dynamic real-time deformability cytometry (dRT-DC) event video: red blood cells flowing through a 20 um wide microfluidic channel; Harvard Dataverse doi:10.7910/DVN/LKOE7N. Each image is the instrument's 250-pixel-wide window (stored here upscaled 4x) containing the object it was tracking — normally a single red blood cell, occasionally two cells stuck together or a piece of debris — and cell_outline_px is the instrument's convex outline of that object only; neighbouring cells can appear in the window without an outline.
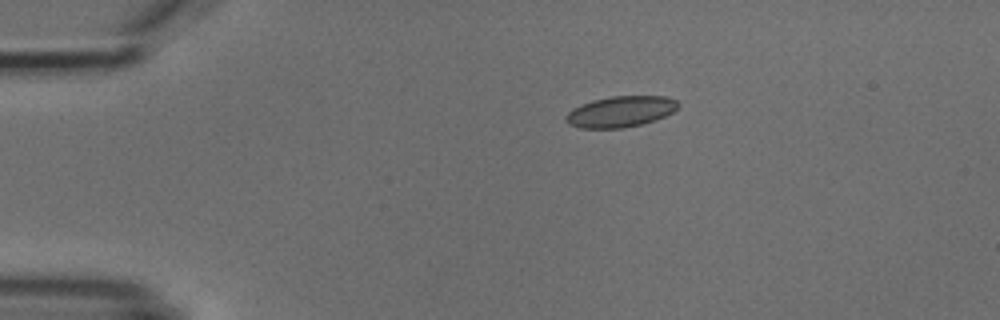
{"species": "common noctule bat (a hibernating species)", "species_latin": "Nyctalus noctula", "temperature_condition": "cold", "stored_images_in_passage": 8, "camera_frame_rate_fps": 3000, "um_per_image_px": 0.085, "animal": {"sex": "male", "body_mass_g": 18.8}, "frame": {"image": 1, "passage_image": 1, "time_ms": 0.0, "image_size_px": [1000, 320], "cell_outline_px": [[680, 104], [672, 112], [656, 120], [624, 128], [580, 128], [568, 124], [564, 120], [564, 116], [572, 108], [580, 104], [592, 100], [612, 96], [668, 96], [676, 100]], "centroid_in_image_um": [52.71, 9.48], "position_along_channel_um": 32.3, "area_um2": 20.4}}
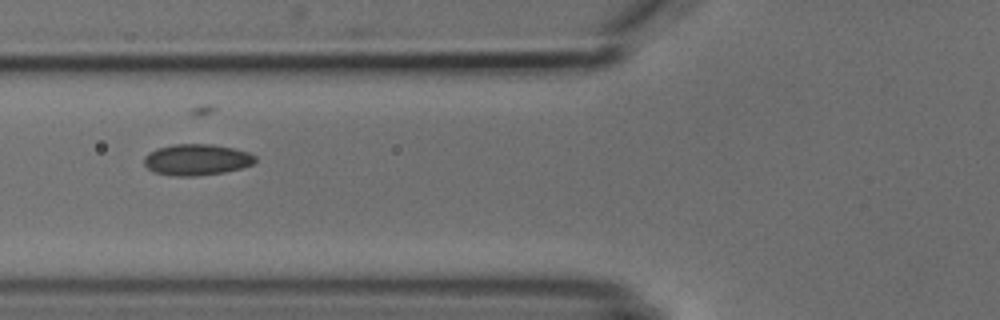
{"frame": {"image": 2, "passage_image": 4, "time_ms": 3.333, "image_size_px": [1000, 320], "cell_outline_px": [[256, 160], [252, 164], [240, 168], [224, 172], [196, 176], [176, 176], [152, 172], [144, 164], [144, 156], [148, 152], [172, 144], [212, 144], [232, 148], [248, 152], [256, 156]], "centroid_in_image_um": [16.7, 13.57], "position_along_channel_um": 109.1, "area_um2": 20.17}}
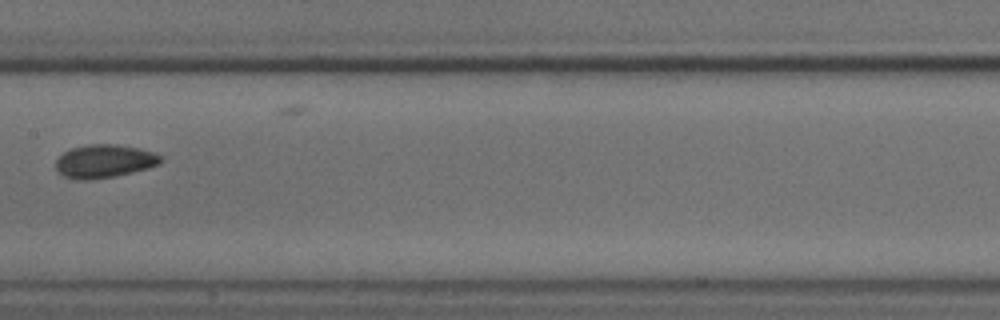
{"frame": {"image": 3, "passage_image": 6, "time_ms": 5.667, "image_size_px": [1000, 320], "cell_outline_px": [[164, 160], [160, 164], [148, 168], [116, 176], [88, 180], [76, 180], [64, 176], [56, 172], [56, 160], [64, 152], [72, 148], [88, 144], [116, 144], [136, 148], [152, 152], [160, 156]], "centroid_in_image_um": [8.85, 13.71], "position_along_channel_um": 198.6, "area_um2": 20.35}}